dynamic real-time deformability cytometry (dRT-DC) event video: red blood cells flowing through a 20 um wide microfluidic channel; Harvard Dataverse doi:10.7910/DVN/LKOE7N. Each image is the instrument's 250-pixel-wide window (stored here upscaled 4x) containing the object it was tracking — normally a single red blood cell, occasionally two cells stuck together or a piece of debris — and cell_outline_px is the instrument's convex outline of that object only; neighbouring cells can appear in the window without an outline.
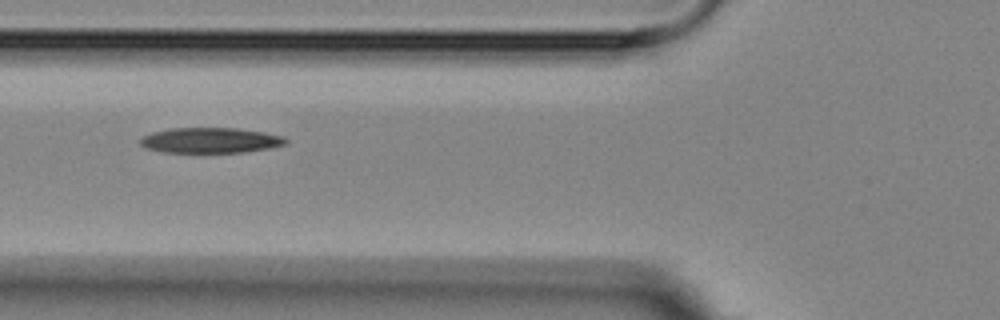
{"species": "Egyptian fruit bat (a non-hibernating species)", "species_latin": "Rousettus aegyptiacus", "temperature_condition": "room temperature", "stored_images_in_passage": 4, "camera_frame_rate_fps": 3000, "um_per_image_px": 0.085, "animal": {"sex": "female"}, "frame": {"image": 1, "passage_image": 2, "time_ms": 2.0, "image_size_px": [1000, 320], "cell_outline_px": [[288, 144], [268, 148], [244, 152], [196, 156], [164, 152], [144, 148], [140, 144], [140, 140], [144, 136], [152, 132], [172, 128], [236, 128], [264, 132], [284, 136], [288, 140]], "centroid_in_image_um": [17.87, 11.98], "position_along_channel_um": 107.9, "area_um2": 22.66}}
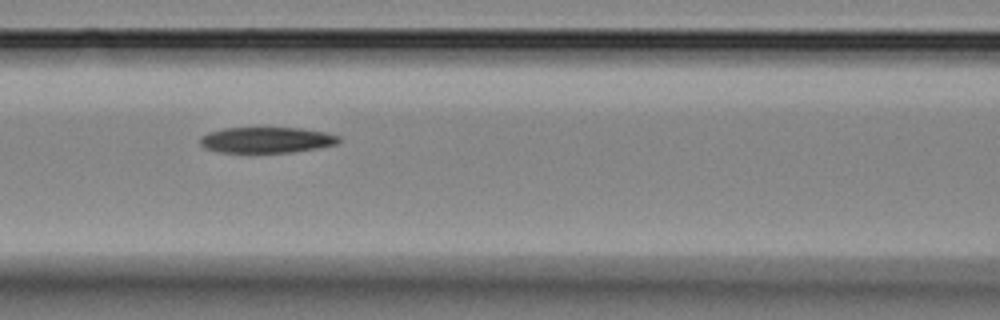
{"frame": {"image": 2, "passage_image": 3, "time_ms": 3.0, "image_size_px": [1000, 320], "cell_outline_px": [[340, 140], [336, 144], [316, 148], [292, 152], [220, 152], [204, 148], [200, 144], [200, 136], [208, 132], [224, 128], [300, 128], [324, 132], [340, 136]], "centroid_in_image_um": [22.62, 11.89], "position_along_channel_um": 144.0, "area_um2": 20.75}}
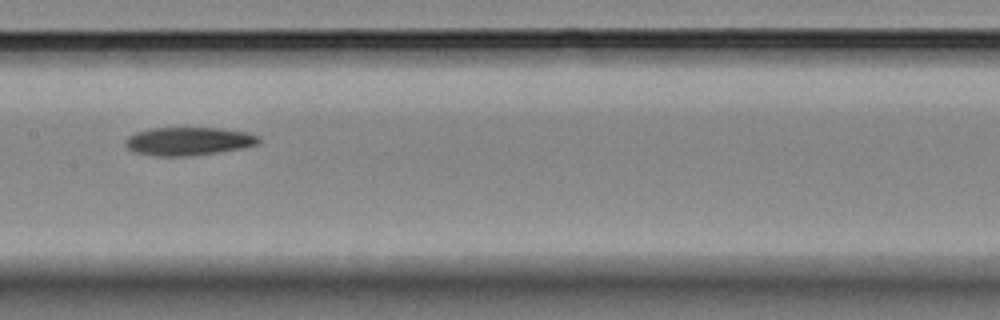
{"frame": {"image": 3, "passage_image": 4, "time_ms": 4.333, "image_size_px": [1000, 320], "cell_outline_px": [[260, 144], [244, 148], [188, 156], [156, 156], [136, 152], [128, 148], [124, 144], [124, 140], [128, 136], [136, 132], [148, 128], [220, 128], [244, 132], [260, 136]], "centroid_in_image_um": [16.02, 12.0], "position_along_channel_um": 191.4, "area_um2": 21.96}}